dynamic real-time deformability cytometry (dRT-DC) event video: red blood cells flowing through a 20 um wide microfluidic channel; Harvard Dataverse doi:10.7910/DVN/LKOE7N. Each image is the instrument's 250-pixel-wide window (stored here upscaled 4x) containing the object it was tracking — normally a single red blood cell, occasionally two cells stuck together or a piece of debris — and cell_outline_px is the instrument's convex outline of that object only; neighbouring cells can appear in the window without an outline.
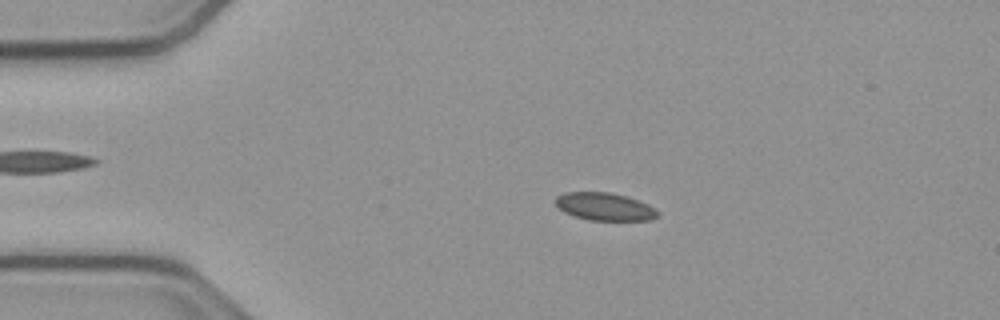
{"species": "common noctule bat (a hibernating species)", "species_latin": "Nyctalus noctula", "temperature_condition": "cold", "stored_images_in_passage": 54, "camera_frame_rate_fps": 3000, "um_per_image_px": 0.085, "animal": {"sex": "male", "body_mass_g": 23.1, "forearm_length_mm": 52.7}, "frame": {"image": 1, "passage_image": 11, "time_ms": 3.333, "image_size_px": [1000, 320], "cell_outline_px": [[656, 216], [648, 220], [588, 220], [564, 212], [556, 204], [556, 196], [564, 192], [608, 192], [624, 196], [648, 204], [656, 212]], "centroid_in_image_um": [51.33, 17.55], "position_along_channel_um": 33.7, "area_um2": 16.07}}
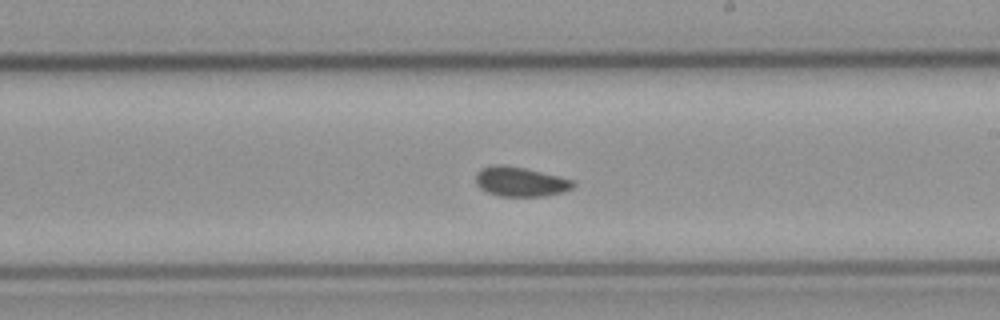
{"frame": {"image": 2, "passage_image": 31, "time_ms": 10.0, "image_size_px": [1000, 320], "cell_outline_px": [[576, 184], [572, 188], [564, 192], [544, 196], [500, 196], [488, 192], [480, 188], [476, 184], [476, 172], [480, 168], [496, 164], [504, 164], [524, 168], [572, 180]], "centroid_in_image_um": [44.2, 15.44], "position_along_channel_um": 244.8, "area_um2": 16.7}}
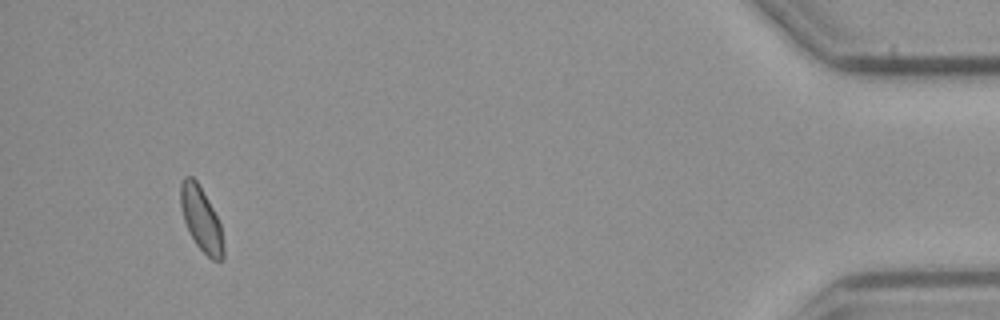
{"frame": {"image": 3, "passage_image": 51, "time_ms": 16.667, "image_size_px": [1000, 320], "cell_outline_px": [[224, 256], [220, 260], [212, 260], [196, 244], [184, 220], [180, 204], [180, 184], [184, 176], [192, 176], [196, 180], [212, 208], [220, 224], [224, 248]], "centroid_in_image_um": [17.09, 18.61], "position_along_channel_um": 418.1, "area_um2": 15.61}, "authors_computed_cell_mechanics": {"area_um2": 16.6464, "velocity_mm_per_s": 3.7789, "shape_relaxation_time_tau1_ms": null, "shape_relaxation_time_tau2_ms": 4.8107, "deformation_change_tau1": null, "deformation_change_tau2": 0.0789}}